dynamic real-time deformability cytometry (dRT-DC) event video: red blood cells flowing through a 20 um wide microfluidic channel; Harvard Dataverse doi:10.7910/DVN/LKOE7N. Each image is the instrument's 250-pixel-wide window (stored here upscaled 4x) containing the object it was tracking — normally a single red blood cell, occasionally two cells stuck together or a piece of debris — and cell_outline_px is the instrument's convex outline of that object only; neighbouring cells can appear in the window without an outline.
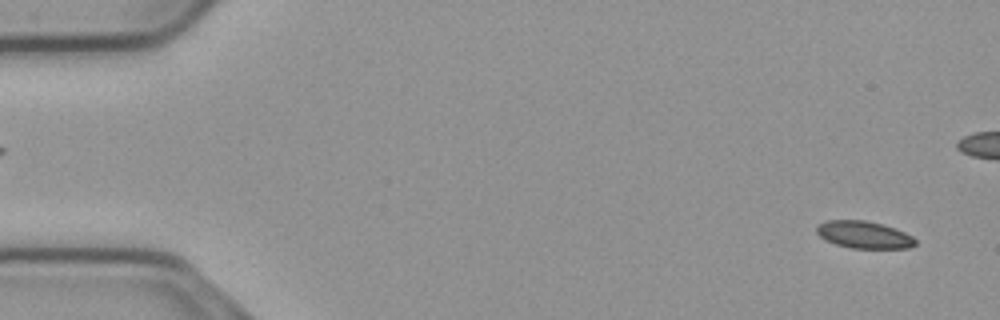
{"species": "common noctule bat (a hibernating species)", "species_latin": "Nyctalus noctula", "temperature_condition": "cold", "stored_images_in_passage": 57, "camera_frame_rate_fps": 3000, "um_per_image_px": 0.085, "animal": {"sex": "male", "body_mass_g": 23.1, "forearm_length_mm": 52.7}, "frame": {"image": 1, "passage_image": 3, "time_ms": 0.667, "image_size_px": [1000, 320], "cell_outline_px": [[916, 244], [908, 248], [852, 248], [836, 244], [820, 236], [816, 232], [816, 228], [820, 224], [828, 220], [864, 220], [884, 224], [896, 228], [912, 236], [916, 240]], "centroid_in_image_um": [73.47, 19.94], "position_along_channel_um": 11.5, "area_um2": 15.55}}
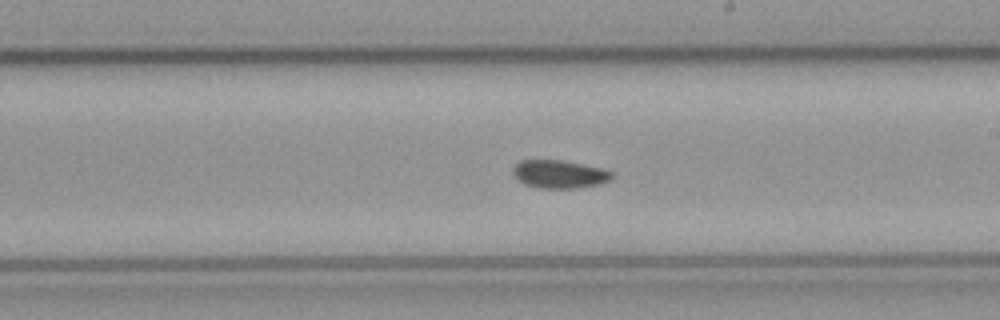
{"frame": {"image": 2, "passage_image": 32, "time_ms": 10.333, "image_size_px": [1000, 320], "cell_outline_px": [[612, 180], [600, 184], [580, 188], [540, 188], [524, 184], [516, 180], [512, 172], [512, 168], [520, 160], [560, 160], [600, 168], [612, 172]], "centroid_in_image_um": [47.51, 14.81], "position_along_channel_um": 241.5, "area_um2": 16.24}}
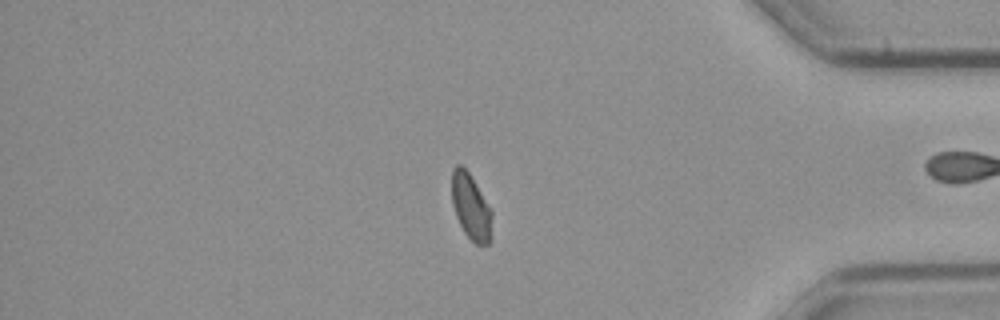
{"frame": {"image": 3, "passage_image": 47, "time_ms": 15.333, "image_size_px": [1000, 320], "cell_outline_px": [[492, 240], [488, 244], [476, 244], [464, 232], [456, 216], [452, 204], [452, 168], [456, 164], [460, 164], [468, 172], [492, 212]], "centroid_in_image_um": [40.03, 17.61], "position_along_channel_um": 395.2, "area_um2": 15.26}, "authors_computed_cell_mechanics": {"area_um2": 16.2996, "velocity_mm_per_s": 3.6953, "shape_relaxation_time_tau1_ms": null, "shape_relaxation_time_tau2_ms": 4.9777, "deformation_change_tau1": null, "deformation_change_tau2": 0.0621}}